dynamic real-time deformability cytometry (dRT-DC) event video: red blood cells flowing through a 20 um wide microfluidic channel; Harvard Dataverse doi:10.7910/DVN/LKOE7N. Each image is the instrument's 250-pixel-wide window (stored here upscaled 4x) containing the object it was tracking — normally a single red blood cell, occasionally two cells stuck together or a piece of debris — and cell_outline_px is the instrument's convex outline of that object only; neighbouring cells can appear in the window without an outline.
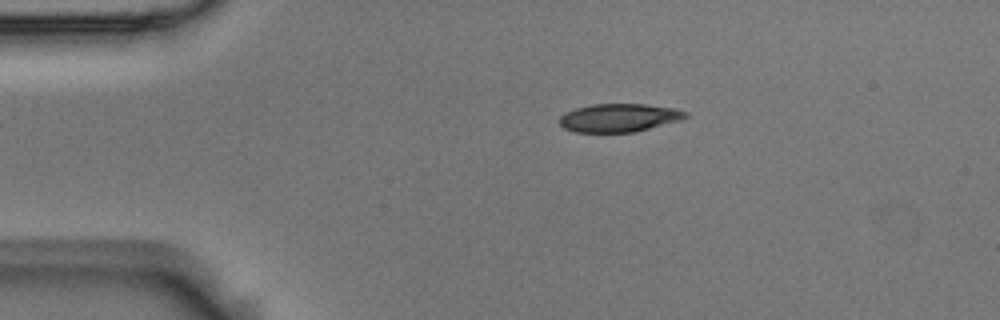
{"species": "Egyptian fruit bat (a non-hibernating species)", "species_latin": "Rousettus aegyptiacus", "temperature_condition": "room temperature", "stored_images_in_passage": 3, "camera_frame_rate_fps": 3000, "um_per_image_px": 0.085, "animal": {"sex": "male"}, "frame": {"image": 1, "passage_image": 1, "time_ms": 0.0, "image_size_px": [1000, 320], "cell_outline_px": [[688, 116], [680, 120], [632, 132], [576, 132], [564, 128], [560, 124], [560, 116], [564, 112], [576, 108], [592, 104], [644, 104], [676, 108], [688, 112]], "centroid_in_image_um": [52.61, 10.0], "position_along_channel_um": 32.4, "area_um2": 20.63}}
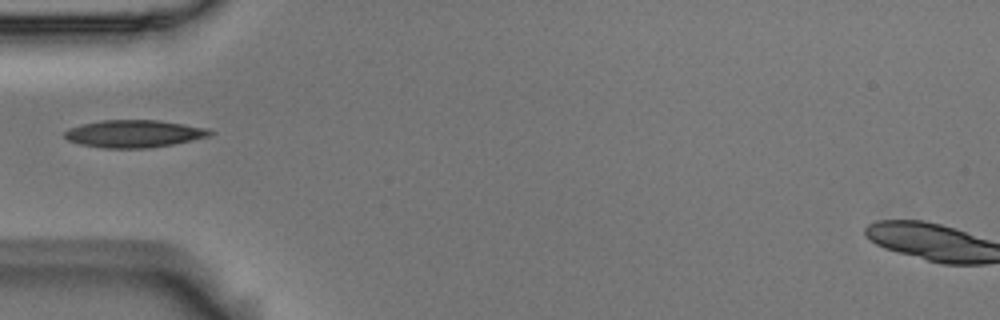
{"frame": {"image": 2, "passage_image": 3, "time_ms": 0.667, "image_size_px": [1000, 320], "cell_outline_px": [[216, 132], [212, 136], [172, 144], [148, 148], [104, 148], [80, 144], [68, 140], [64, 136], [64, 132], [68, 128], [84, 124], [104, 120], [160, 120], [208, 128]], "centroid_in_image_um": [11.44, 11.36], "position_along_channel_um": 73.6, "area_um2": 23.29}}